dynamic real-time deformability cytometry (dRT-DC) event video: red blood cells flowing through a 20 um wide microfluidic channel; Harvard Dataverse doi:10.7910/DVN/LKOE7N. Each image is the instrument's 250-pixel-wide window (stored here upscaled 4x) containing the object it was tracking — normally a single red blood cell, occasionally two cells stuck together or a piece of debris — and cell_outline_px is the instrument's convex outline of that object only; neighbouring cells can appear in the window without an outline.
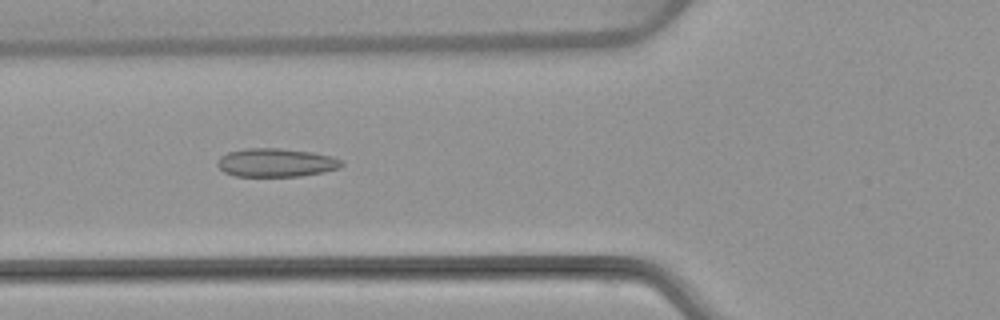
{"species": "common noctule bat (a hibernating species)", "species_latin": "Nyctalus noctula", "temperature_condition": "warm", "stored_images_in_passage": 6, "camera_frame_rate_fps": 3000, "um_per_image_px": 0.085, "animal": {"sex": "female", "body_mass_g": 22.7, "forearm_length_mm": 54.2}, "frame": {"image": 1, "passage_image": 5, "time_ms": 4.667, "image_size_px": [1000, 320], "cell_outline_px": [[344, 164], [340, 168], [324, 172], [300, 176], [236, 176], [224, 172], [216, 164], [220, 156], [228, 152], [248, 148], [280, 148], [312, 152], [332, 156], [344, 160]], "centroid_in_image_um": [23.5, 13.82], "position_along_channel_um": 102.3, "area_um2": 20.75}}
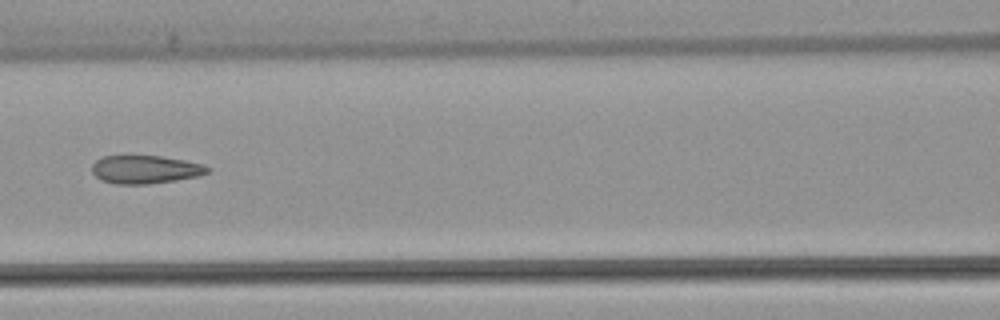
{"frame": {"image": 2, "passage_image": 6, "time_ms": 6.0, "image_size_px": [1000, 320], "cell_outline_px": [[212, 168], [208, 172], [200, 176], [176, 180], [148, 184], [116, 184], [100, 180], [92, 172], [92, 164], [96, 160], [104, 156], [160, 156], [184, 160], [204, 164]], "centroid_in_image_um": [12.37, 14.41], "position_along_channel_um": 154.2, "area_um2": 19.07}}